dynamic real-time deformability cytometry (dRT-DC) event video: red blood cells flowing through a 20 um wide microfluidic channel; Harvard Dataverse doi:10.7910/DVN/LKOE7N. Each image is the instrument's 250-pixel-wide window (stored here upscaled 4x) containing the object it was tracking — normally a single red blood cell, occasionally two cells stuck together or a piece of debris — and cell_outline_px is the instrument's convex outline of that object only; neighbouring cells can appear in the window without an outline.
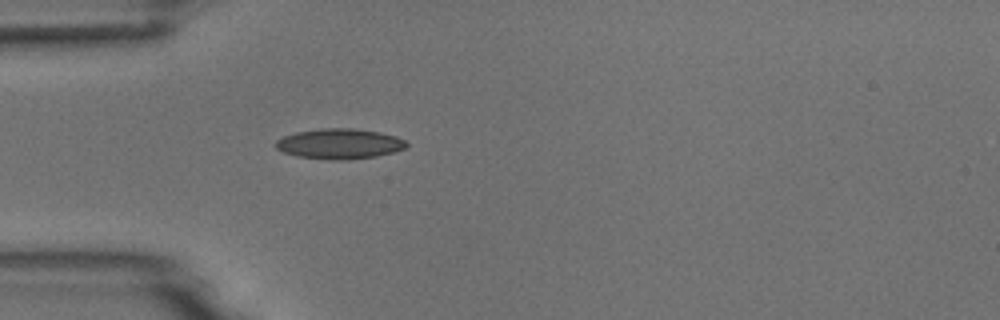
{"species": "common noctule bat (a hibernating species)", "species_latin": "Nyctalus noctula", "temperature_condition": "room temperature", "stored_images_in_passage": 1, "camera_frame_rate_fps": 3000, "um_per_image_px": 0.085, "animal": {"sex": "male", "body_mass_g": 18.8}, "frame": {"image": 1, "passage_image": 1, "time_ms": 0.0, "image_size_px": [1000, 320], "cell_outline_px": [[408, 144], [404, 148], [392, 152], [376, 156], [348, 160], [332, 160], [296, 156], [284, 152], [276, 148], [276, 140], [284, 136], [296, 132], [320, 128], [352, 128], [380, 132], [396, 136], [404, 140]], "centroid_in_image_um": [28.85, 12.22], "position_along_channel_um": 56.2, "area_um2": 23.0}}